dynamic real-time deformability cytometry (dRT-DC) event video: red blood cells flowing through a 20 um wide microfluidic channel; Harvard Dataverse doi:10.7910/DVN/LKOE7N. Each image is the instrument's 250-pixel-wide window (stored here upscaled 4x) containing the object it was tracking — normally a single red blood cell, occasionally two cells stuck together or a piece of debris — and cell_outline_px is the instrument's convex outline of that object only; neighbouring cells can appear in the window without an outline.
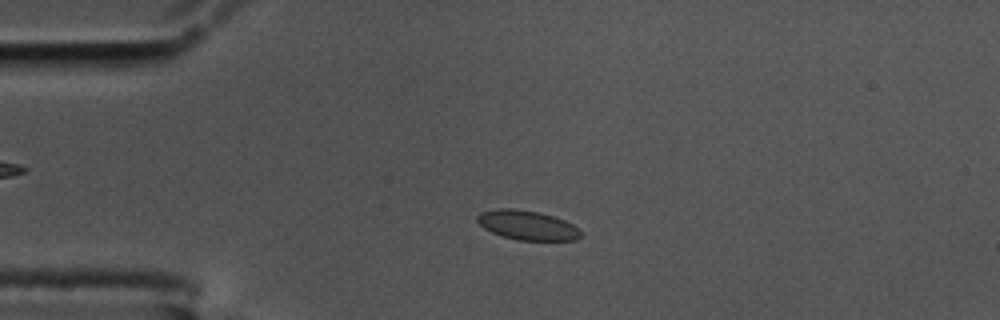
{"species": "common noctule bat (a hibernating species)", "species_latin": "Nyctalus noctula", "temperature_condition": "cold", "stored_images_in_passage": 10, "camera_frame_rate_fps": 3000, "um_per_image_px": 0.085, "animal": {"sex": "male", "body_mass_g": 17.5, "forearm_length_mm": 52.3}, "frame": {"image": 1, "passage_image": 7, "time_ms": 2.0, "image_size_px": [1000, 320], "cell_outline_px": [[580, 236], [576, 240], [516, 240], [492, 232], [484, 228], [476, 220], [476, 216], [480, 212], [496, 208], [512, 208], [540, 212], [564, 220], [572, 224], [580, 232]], "centroid_in_image_um": [44.77, 19.13], "position_along_channel_um": 40.2, "area_um2": 17.63}}